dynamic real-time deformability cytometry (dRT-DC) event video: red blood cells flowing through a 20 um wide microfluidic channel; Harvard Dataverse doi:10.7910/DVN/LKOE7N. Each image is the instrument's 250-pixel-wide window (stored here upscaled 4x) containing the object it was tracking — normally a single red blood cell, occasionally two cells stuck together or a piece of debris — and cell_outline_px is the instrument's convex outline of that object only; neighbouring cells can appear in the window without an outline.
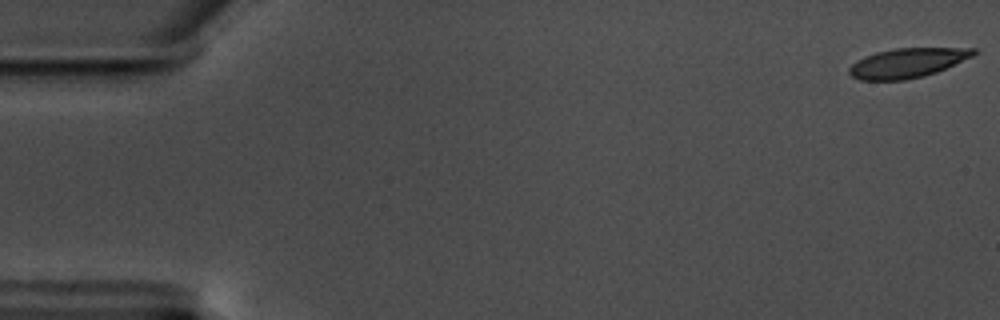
{"species": "common noctule bat (a hibernating species)", "species_latin": "Nyctalus noctula", "temperature_condition": "warm", "stored_images_in_passage": 58, "camera_frame_rate_fps": 3000, "um_per_image_px": 0.085, "animal": {"sex": "male", "body_mass_g": 17.5, "forearm_length_mm": 52.3}, "frame": {"image": 1, "passage_image": 1, "time_ms": 0.0, "image_size_px": [1000, 320], "cell_outline_px": [[980, 52], [972, 56], [936, 72], [924, 76], [904, 80], [860, 80], [852, 76], [848, 72], [848, 68], [856, 60], [864, 56], [876, 52], [896, 48], [976, 48]], "centroid_in_image_um": [77.11, 5.34], "position_along_channel_um": 7.9, "area_um2": 21.39}}
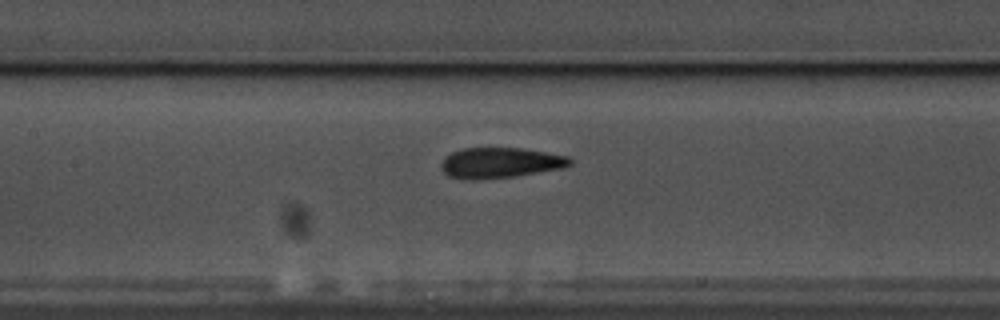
{"frame": {"image": 2, "passage_image": 27, "time_ms": 8.667, "image_size_px": [1000, 320], "cell_outline_px": [[572, 164], [560, 168], [516, 176], [472, 180], [448, 176], [440, 168], [440, 164], [444, 156], [452, 152], [464, 148], [520, 148], [568, 156], [572, 160]], "centroid_in_image_um": [42.47, 13.83], "position_along_channel_um": 164.9, "area_um2": 22.77}}
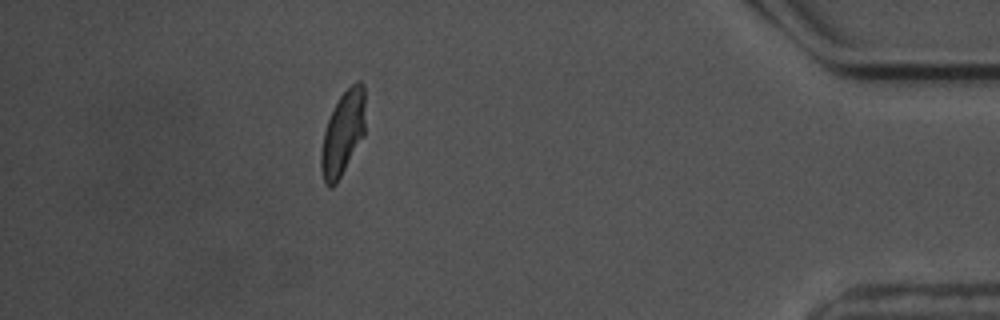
{"frame": {"image": 3, "passage_image": 52, "time_ms": 17.0, "image_size_px": [1000, 320], "cell_outline_px": [[364, 136], [336, 184], [332, 188], [328, 188], [324, 184], [320, 168], [320, 152], [324, 132], [328, 120], [340, 96], [356, 80], [360, 80], [364, 84]], "centroid_in_image_um": [29.13, 11.37], "position_along_channel_um": 406.1, "area_um2": 21.68}, "authors_computed_cell_mechanics": {"area_um2": 22.3975, "velocity_mm_per_s": 3.5005, "shape_relaxation_time_tau1_ms": 4.3279, "shape_relaxation_time_tau2_ms": 1.4821, "deformation_change_tau1": 0.1455, "deformation_change_tau2": 0.0876}}